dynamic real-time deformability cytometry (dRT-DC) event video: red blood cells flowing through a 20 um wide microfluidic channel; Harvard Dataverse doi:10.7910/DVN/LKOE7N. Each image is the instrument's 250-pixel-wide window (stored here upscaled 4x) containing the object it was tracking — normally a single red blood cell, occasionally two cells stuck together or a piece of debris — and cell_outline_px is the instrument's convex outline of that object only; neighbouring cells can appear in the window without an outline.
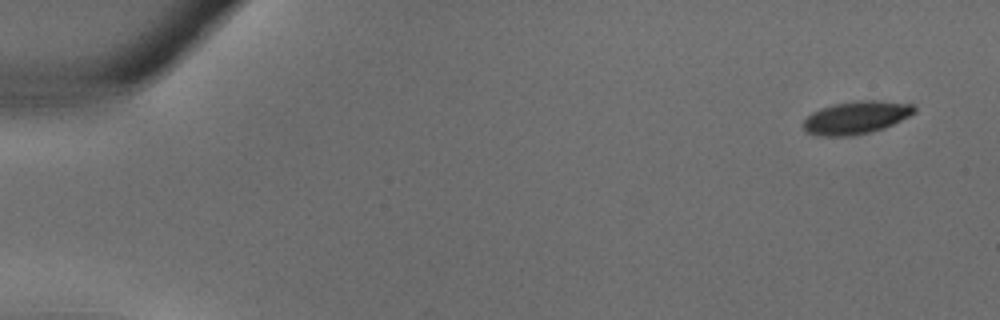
{"species": "common noctule bat (a hibernating species)", "species_latin": "Nyctalus noctula", "temperature_condition": "warm", "stored_images_in_passage": 35, "camera_frame_rate_fps": 3000, "um_per_image_px": 0.085, "animal": {"sex": "male", "body_mass_g": 18.8}, "frame": {"image": 1, "passage_image": 1, "time_ms": 0.0, "image_size_px": [1000, 320], "cell_outline_px": [[916, 112], [884, 128], [852, 136], [816, 136], [808, 132], [804, 128], [804, 120], [812, 112], [820, 108], [832, 104], [856, 100], [880, 100], [916, 104]], "centroid_in_image_um": [72.79, 9.97], "position_along_channel_um": 12.2, "area_um2": 21.33}}
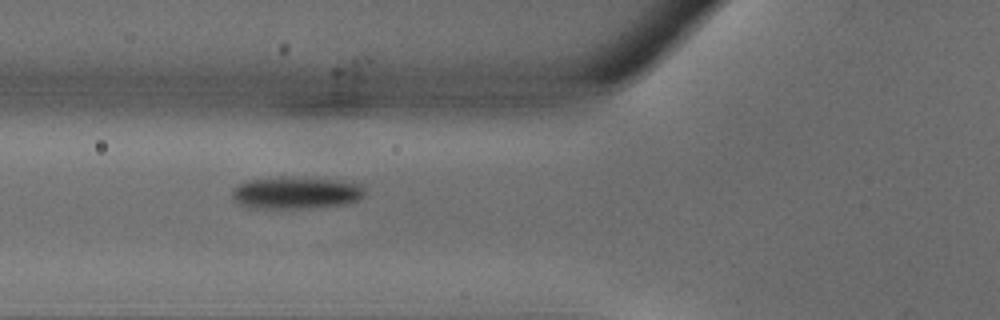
{"frame": {"image": 2, "passage_image": 13, "time_ms": 4.0, "image_size_px": [1000, 320], "cell_outline_px": [[368, 192], [360, 200], [344, 204], [300, 208], [256, 208], [236, 204], [232, 200], [232, 188], [236, 184], [248, 180], [276, 176], [284, 176], [336, 180], [360, 184]], "centroid_in_image_um": [25.11, 16.37], "position_along_channel_um": 100.7, "area_um2": 25.26}}
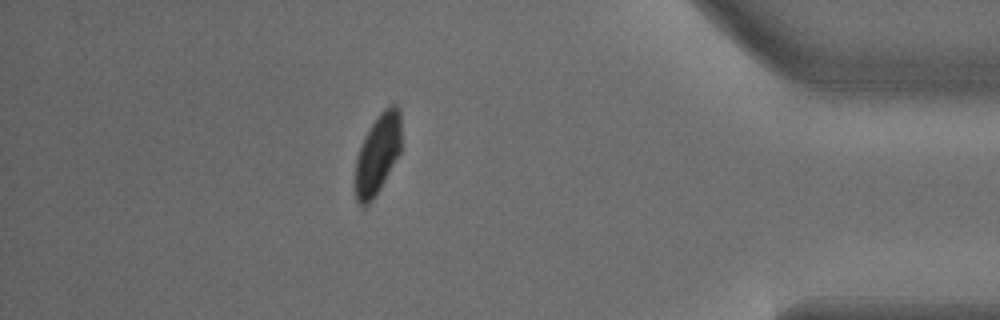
{"frame": {"image": 3, "passage_image": 31, "time_ms": 10.0, "image_size_px": [1000, 320], "cell_outline_px": [[400, 152], [380, 188], [372, 200], [364, 208], [356, 200], [352, 184], [352, 180], [356, 160], [364, 136], [380, 112], [388, 104], [396, 104], [400, 108]], "centroid_in_image_um": [32.05, 13.13], "position_along_channel_um": 403.1, "area_um2": 21.79}}